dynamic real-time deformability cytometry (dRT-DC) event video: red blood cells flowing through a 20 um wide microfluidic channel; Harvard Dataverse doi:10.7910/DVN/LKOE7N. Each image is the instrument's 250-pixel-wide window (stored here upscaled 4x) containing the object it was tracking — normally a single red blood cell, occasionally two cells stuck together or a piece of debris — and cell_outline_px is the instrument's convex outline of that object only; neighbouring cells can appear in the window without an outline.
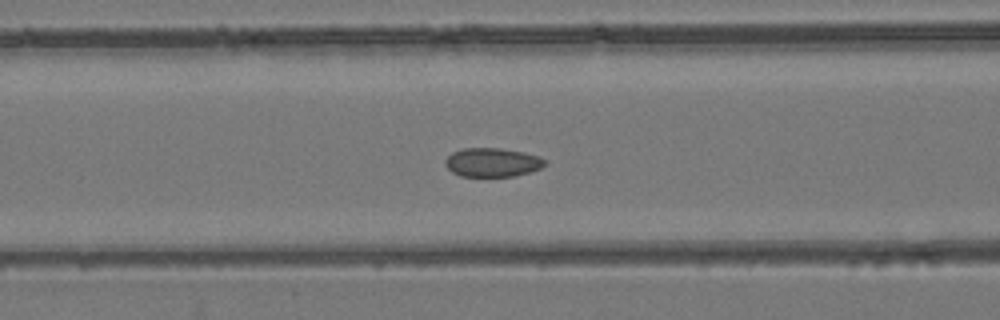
{"species": "common noctule bat (a hibernating species)", "species_latin": "Nyctalus noctula", "temperature_condition": "room temperature", "stored_images_in_passage": 53, "camera_frame_rate_fps": 3000, "um_per_image_px": 0.085, "animal": {"sex": "female", "body_mass_g": 24.6, "forearm_length_mm": 56.2}, "frame": {"image": 1, "passage_image": 22, "time_ms": 7.0, "image_size_px": [1000, 320], "cell_outline_px": [[548, 164], [540, 168], [516, 176], [460, 176], [452, 172], [444, 164], [444, 160], [452, 152], [464, 148], [500, 148], [524, 152], [540, 156], [548, 160]], "centroid_in_image_um": [41.88, 13.79], "position_along_channel_um": 124.7, "area_um2": 16.94}}
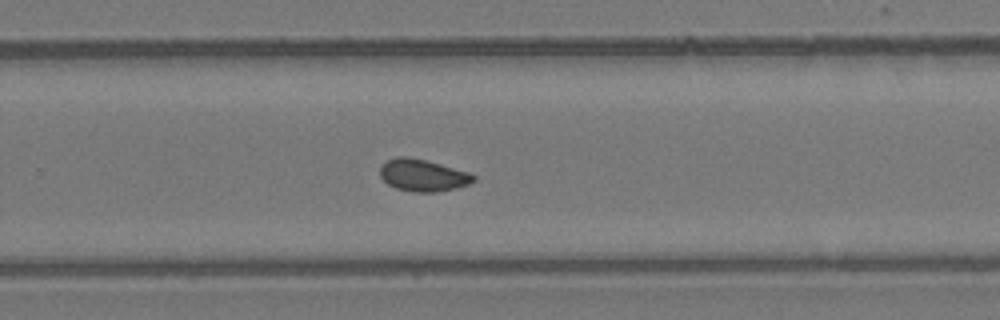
{"frame": {"image": 2, "passage_image": 35, "time_ms": 11.333, "image_size_px": [1000, 320], "cell_outline_px": [[476, 180], [468, 184], [456, 188], [436, 192], [412, 192], [396, 188], [388, 184], [380, 176], [380, 168], [388, 160], [396, 156], [408, 156], [440, 164], [468, 172], [476, 176]], "centroid_in_image_um": [35.94, 14.9], "position_along_channel_um": 293.9, "area_um2": 17.34}}
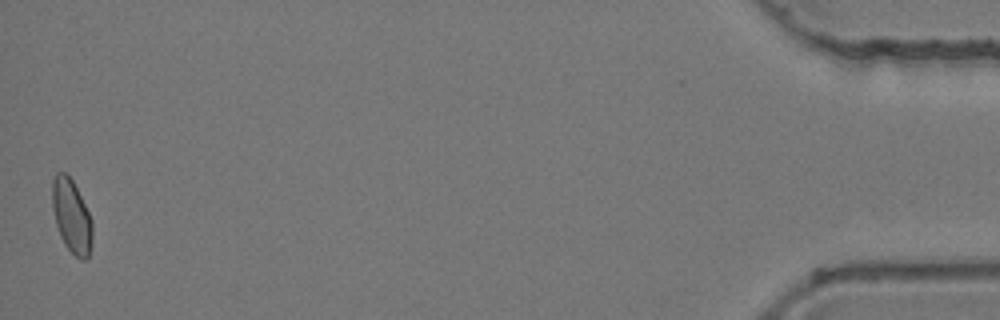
{"frame": {"image": 3, "passage_image": 53, "time_ms": 17.333, "image_size_px": [1000, 320], "cell_outline_px": [[92, 240], [88, 256], [84, 260], [80, 260], [64, 244], [60, 236], [56, 224], [52, 208], [52, 180], [56, 172], [64, 172], [72, 180], [92, 220]], "centroid_in_image_um": [6.07, 18.37], "position_along_channel_um": 429.1, "area_um2": 16.99}, "authors_computed_cell_mechanics": {"area_um2": 17.2822, "velocity_mm_per_s": 3.9184, "shape_relaxation_time_tau1_ms": null, "shape_relaxation_time_tau2_ms": 1.6939, "deformation_change_tau1": null, "deformation_change_tau2": 0.0546}}